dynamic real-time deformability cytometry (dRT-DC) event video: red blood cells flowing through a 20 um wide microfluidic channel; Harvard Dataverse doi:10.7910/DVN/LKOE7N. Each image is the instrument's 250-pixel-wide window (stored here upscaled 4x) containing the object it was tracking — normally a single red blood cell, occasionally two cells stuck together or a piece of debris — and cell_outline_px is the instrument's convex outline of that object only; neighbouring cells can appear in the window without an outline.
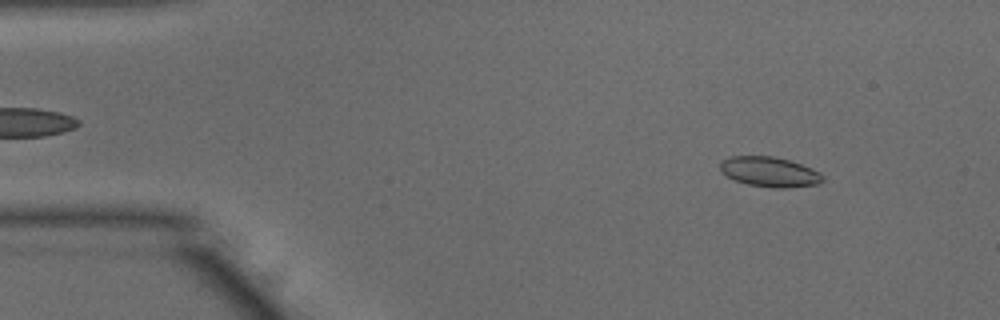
{"species": "common noctule bat (a hibernating species)", "species_latin": "Nyctalus noctula", "temperature_condition": "warm", "stored_images_in_passage": 50, "camera_frame_rate_fps": 3000, "um_per_image_px": 0.085, "animal": {"sex": "male", "body_mass_g": 15.6}, "frame": {"image": 1, "passage_image": 5, "time_ms": 1.333, "image_size_px": [1000, 320], "cell_outline_px": [[824, 180], [816, 184], [788, 188], [776, 188], [748, 184], [736, 180], [720, 172], [720, 160], [732, 156], [772, 156], [788, 160], [812, 168], [820, 172], [824, 176]], "centroid_in_image_um": [65.41, 14.6], "position_along_channel_um": 19.6, "area_um2": 17.86}}
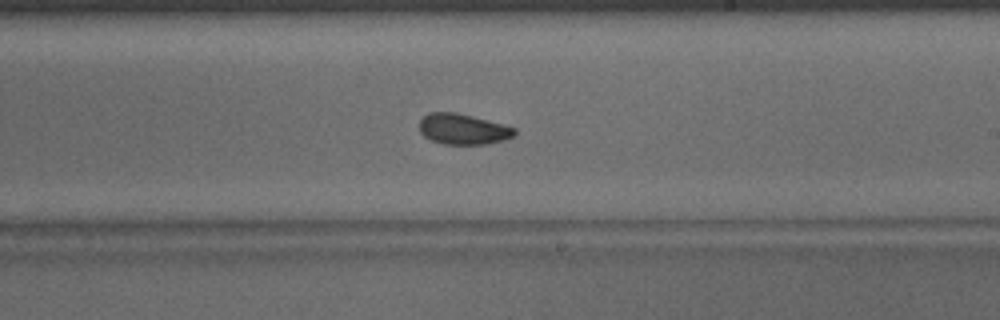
{"frame": {"image": 2, "passage_image": 29, "time_ms": 9.333, "image_size_px": [1000, 320], "cell_outline_px": [[516, 132], [512, 136], [504, 140], [484, 144], [444, 144], [432, 140], [424, 136], [420, 132], [420, 120], [428, 112], [456, 112], [504, 124], [516, 128]], "centroid_in_image_um": [39.35, 10.96], "position_along_channel_um": 249.6, "area_um2": 16.94}}
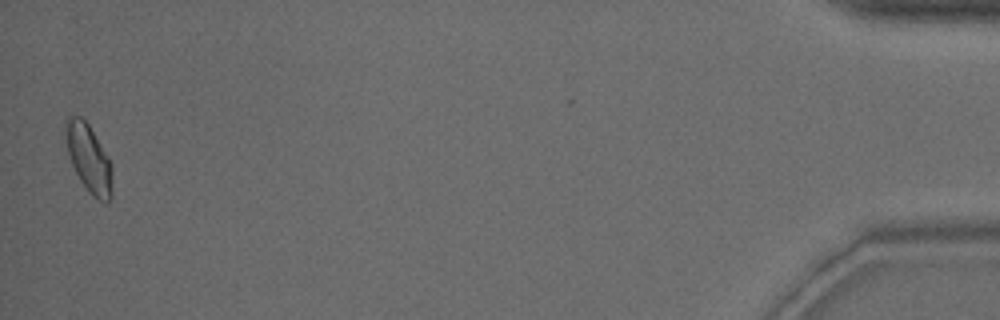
{"frame": {"image": 3, "passage_image": 50, "time_ms": 16.333, "image_size_px": [1000, 320], "cell_outline_px": [[112, 196], [108, 204], [92, 196], [88, 192], [80, 180], [72, 164], [68, 152], [64, 124], [68, 116], [80, 116], [88, 124], [108, 156], [112, 164]], "centroid_in_image_um": [7.57, 13.49], "position_along_channel_um": 427.6, "area_um2": 18.44}, "authors_computed_cell_mechanics": {"area_um2": 17.3689, "velocity_mm_per_s": 3.8791, "shape_relaxation_time_tau1_ms": 3.1349, "shape_relaxation_time_tau2_ms": 1.4861, "deformation_change_tau1": 0.1075, "deformation_change_tau2": 0.0584}}